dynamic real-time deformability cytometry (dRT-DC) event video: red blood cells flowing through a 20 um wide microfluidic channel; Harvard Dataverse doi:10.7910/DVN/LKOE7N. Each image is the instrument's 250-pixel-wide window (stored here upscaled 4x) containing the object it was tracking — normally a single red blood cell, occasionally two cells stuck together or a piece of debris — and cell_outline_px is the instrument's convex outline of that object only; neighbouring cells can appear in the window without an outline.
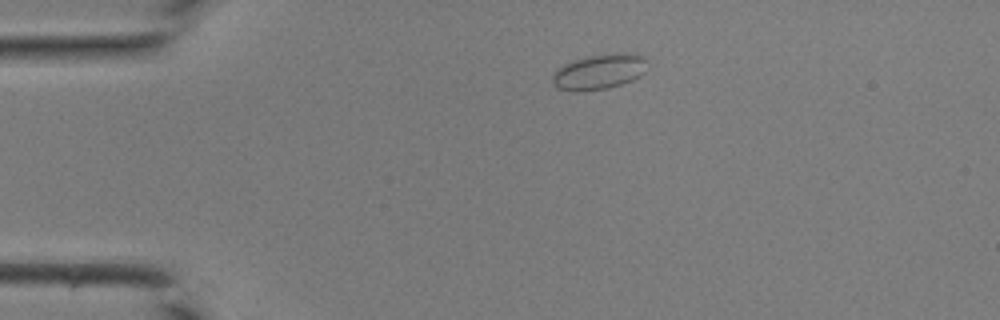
{"species": "common noctule bat (a hibernating species)", "species_latin": "Nyctalus noctula", "temperature_condition": "room temperature", "stored_images_in_passage": 34, "camera_frame_rate_fps": 3000, "um_per_image_px": 0.085, "animal": {"sex": "male", "body_mass_g": 19.0, "forearm_length_mm": 50.8}, "frame": {"image": 1, "passage_image": 1, "time_ms": 0.0, "image_size_px": [1000, 320], "cell_outline_px": [[648, 60], [644, 72], [640, 76], [632, 80], [608, 88], [576, 92], [556, 88], [552, 84], [552, 72], [556, 68], [572, 60], [588, 56], [616, 52], [636, 52], [644, 56]], "centroid_in_image_um": [50.92, 6.07], "position_along_channel_um": 34.1, "area_um2": 20.06}}
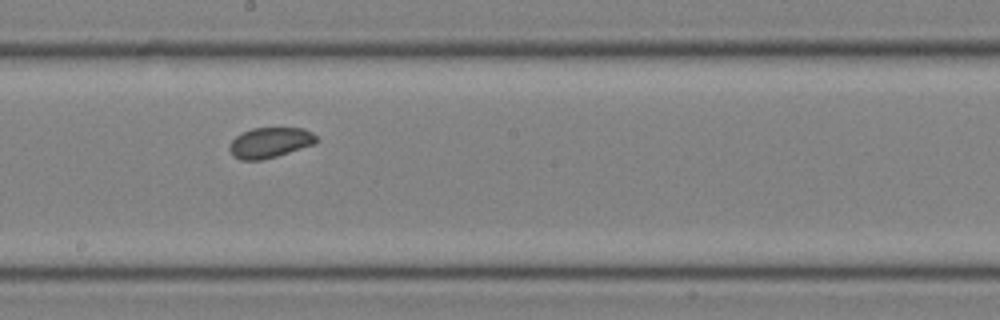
{"frame": {"image": 2, "passage_image": 16, "time_ms": 5.0, "image_size_px": [1000, 320], "cell_outline_px": [[320, 140], [316, 144], [276, 156], [260, 160], [240, 160], [232, 156], [228, 148], [232, 140], [240, 132], [252, 128], [304, 128], [312, 132]], "centroid_in_image_um": [22.95, 12.12], "position_along_channel_um": 225.3, "area_um2": 15.61}}
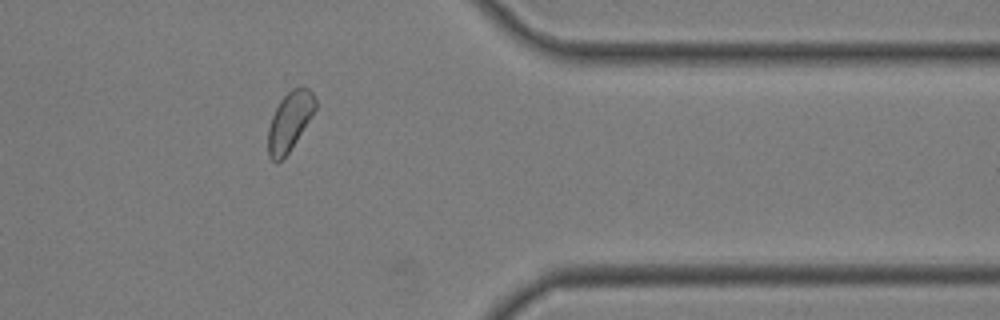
{"frame": {"image": 3, "passage_image": 27, "time_ms": 8.667, "image_size_px": [1000, 320], "cell_outline_px": [[316, 108], [312, 116], [288, 152], [276, 164], [268, 156], [268, 128], [272, 116], [280, 100], [292, 88], [300, 84], [304, 84], [312, 92], [316, 100]], "centroid_in_image_um": [24.63, 10.26], "position_along_channel_um": 386.8, "area_um2": 16.24}}